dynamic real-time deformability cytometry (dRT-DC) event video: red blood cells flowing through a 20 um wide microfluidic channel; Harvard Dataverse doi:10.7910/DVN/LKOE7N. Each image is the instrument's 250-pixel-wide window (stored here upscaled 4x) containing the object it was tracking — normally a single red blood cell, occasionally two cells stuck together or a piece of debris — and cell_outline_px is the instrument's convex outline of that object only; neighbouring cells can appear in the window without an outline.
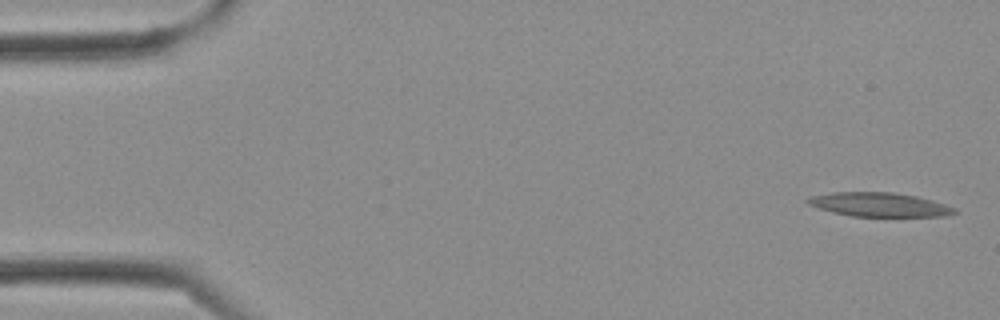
{"species": "Egyptian fruit bat (a non-hibernating species)", "species_latin": "Rousettus aegyptiacus", "temperature_condition": "cold", "stored_images_in_passage": 3, "camera_frame_rate_fps": 3000, "um_per_image_px": 0.085, "frame": {"image": 1, "passage_image": 1, "time_ms": 0.0, "image_size_px": [1000, 320], "cell_outline_px": [[960, 212], [948, 216], [852, 216], [832, 212], [808, 204], [804, 200], [808, 196], [832, 192], [892, 192], [916, 196], [932, 200], [956, 208]], "centroid_in_image_um": [74.74, 17.39], "position_along_channel_um": 10.3, "area_um2": 20.63}}
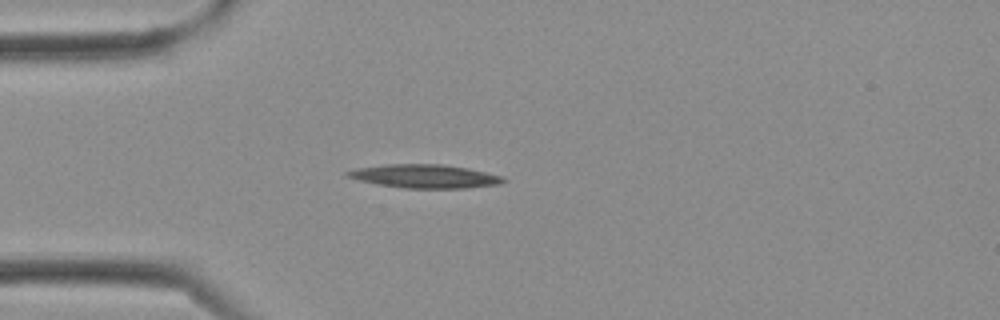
{"frame": {"image": 2, "passage_image": 3, "time_ms": 0.667, "image_size_px": [1000, 320], "cell_outline_px": [[508, 180], [500, 184], [468, 188], [404, 188], [376, 184], [344, 176], [344, 172], [356, 168], [384, 164], [440, 164], [468, 168], [504, 176]], "centroid_in_image_um": [36.11, 14.98], "position_along_channel_um": 48.9, "area_um2": 21.56}}